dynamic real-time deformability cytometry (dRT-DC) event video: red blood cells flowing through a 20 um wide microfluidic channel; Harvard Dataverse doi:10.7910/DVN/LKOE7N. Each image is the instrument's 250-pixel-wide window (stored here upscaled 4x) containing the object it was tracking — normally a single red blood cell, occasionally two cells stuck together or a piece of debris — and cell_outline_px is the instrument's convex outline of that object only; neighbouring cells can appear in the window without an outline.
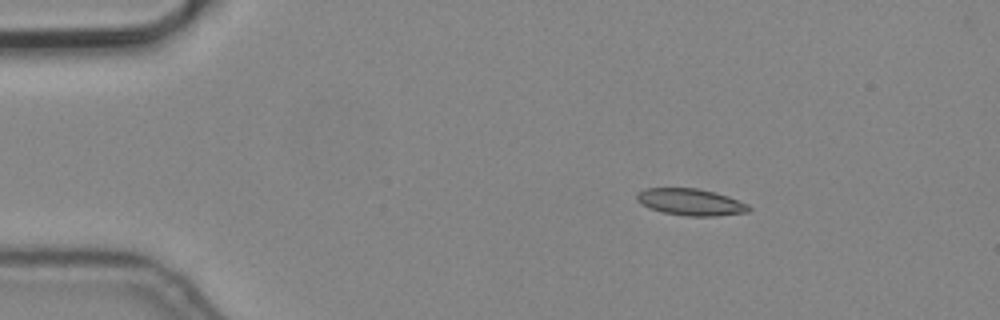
{"species": "common noctule bat (a hibernating species)", "species_latin": "Nyctalus noctula", "temperature_condition": "cold", "stored_images_in_passage": 4, "camera_frame_rate_fps": 3000, "um_per_image_px": 0.085, "animal": {"sex": "male", "body_mass_g": 19.2, "forearm_length_mm": 51.8}, "frame": {"image": 1, "passage_image": 3, "time_ms": 0.667, "image_size_px": [1000, 320], "cell_outline_px": [[752, 208], [748, 212], [716, 216], [684, 216], [664, 212], [648, 208], [640, 204], [636, 200], [636, 192], [644, 188], [696, 188], [728, 196], [748, 204]], "centroid_in_image_um": [58.67, 17.18], "position_along_channel_um": 26.3, "area_um2": 17.57}}